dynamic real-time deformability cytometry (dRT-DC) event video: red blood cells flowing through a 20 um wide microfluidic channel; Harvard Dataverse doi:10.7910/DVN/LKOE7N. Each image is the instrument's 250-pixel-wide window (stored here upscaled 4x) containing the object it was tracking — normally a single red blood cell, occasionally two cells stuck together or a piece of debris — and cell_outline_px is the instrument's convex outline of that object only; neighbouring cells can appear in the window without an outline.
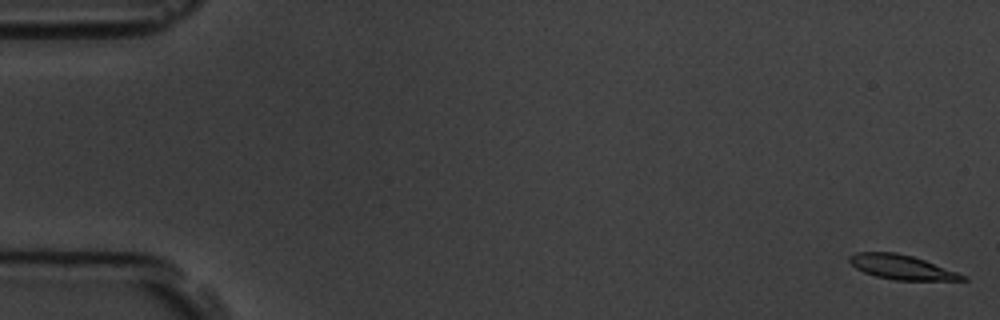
{"species": "common noctule bat (a hibernating species)", "species_latin": "Nyctalus noctula", "temperature_condition": "room temperature", "stored_images_in_passage": 5, "camera_frame_rate_fps": 3000, "um_per_image_px": 0.085, "animal": {"sex": "male", "body_mass_g": 19.5, "forearm_length_mm": 54.6}, "frame": {"image": 1, "passage_image": 1, "time_ms": 0.0, "image_size_px": [1000, 320], "cell_outline_px": [[968, 280], [896, 280], [876, 276], [864, 272], [856, 268], [848, 260], [848, 256], [856, 252], [896, 252], [912, 256], [924, 260], [968, 276]], "centroid_in_image_um": [76.63, 22.7], "position_along_channel_um": 8.4, "area_um2": 16.01}}
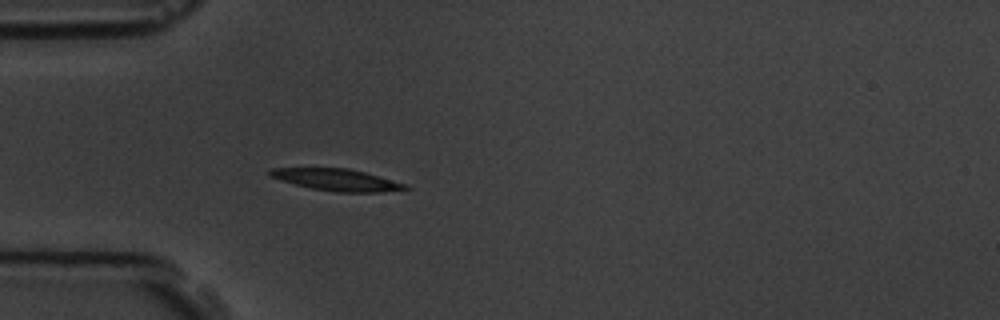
{"frame": {"image": 2, "passage_image": 5, "time_ms": 5.333, "image_size_px": [1000, 320], "cell_outline_px": [[412, 188], [380, 192], [336, 192], [312, 188], [280, 180], [268, 176], [268, 172], [272, 168], [348, 168], [364, 172], [408, 184]], "centroid_in_image_um": [28.64, 15.28], "position_along_channel_um": 56.4, "area_um2": 17.11}}